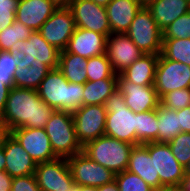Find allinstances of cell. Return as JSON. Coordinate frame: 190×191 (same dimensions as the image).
I'll list each match as a JSON object with an SVG mask.
<instances>
[{"label": "cell", "mask_w": 190, "mask_h": 191, "mask_svg": "<svg viewBox=\"0 0 190 191\" xmlns=\"http://www.w3.org/2000/svg\"><path fill=\"white\" fill-rule=\"evenodd\" d=\"M161 54L166 59L190 66V38L163 39Z\"/></svg>", "instance_id": "obj_30"}, {"label": "cell", "mask_w": 190, "mask_h": 191, "mask_svg": "<svg viewBox=\"0 0 190 191\" xmlns=\"http://www.w3.org/2000/svg\"><path fill=\"white\" fill-rule=\"evenodd\" d=\"M133 147V144L103 135L83 146L82 152L114 174H118L127 169Z\"/></svg>", "instance_id": "obj_4"}, {"label": "cell", "mask_w": 190, "mask_h": 191, "mask_svg": "<svg viewBox=\"0 0 190 191\" xmlns=\"http://www.w3.org/2000/svg\"><path fill=\"white\" fill-rule=\"evenodd\" d=\"M184 168H185V175H190V160Z\"/></svg>", "instance_id": "obj_53"}, {"label": "cell", "mask_w": 190, "mask_h": 191, "mask_svg": "<svg viewBox=\"0 0 190 191\" xmlns=\"http://www.w3.org/2000/svg\"><path fill=\"white\" fill-rule=\"evenodd\" d=\"M181 132L190 133V106L177 110Z\"/></svg>", "instance_id": "obj_40"}, {"label": "cell", "mask_w": 190, "mask_h": 191, "mask_svg": "<svg viewBox=\"0 0 190 191\" xmlns=\"http://www.w3.org/2000/svg\"><path fill=\"white\" fill-rule=\"evenodd\" d=\"M147 9L163 31L178 17L190 11V0H157L148 5Z\"/></svg>", "instance_id": "obj_23"}, {"label": "cell", "mask_w": 190, "mask_h": 191, "mask_svg": "<svg viewBox=\"0 0 190 191\" xmlns=\"http://www.w3.org/2000/svg\"><path fill=\"white\" fill-rule=\"evenodd\" d=\"M118 89V79L87 81L83 90V105H105L107 98Z\"/></svg>", "instance_id": "obj_26"}, {"label": "cell", "mask_w": 190, "mask_h": 191, "mask_svg": "<svg viewBox=\"0 0 190 191\" xmlns=\"http://www.w3.org/2000/svg\"><path fill=\"white\" fill-rule=\"evenodd\" d=\"M9 52L19 56L17 68L48 66L54 69L59 65L60 51L46 42L39 31H33L27 40L15 43Z\"/></svg>", "instance_id": "obj_6"}, {"label": "cell", "mask_w": 190, "mask_h": 191, "mask_svg": "<svg viewBox=\"0 0 190 191\" xmlns=\"http://www.w3.org/2000/svg\"><path fill=\"white\" fill-rule=\"evenodd\" d=\"M12 180L6 171H0V191H11Z\"/></svg>", "instance_id": "obj_41"}, {"label": "cell", "mask_w": 190, "mask_h": 191, "mask_svg": "<svg viewBox=\"0 0 190 191\" xmlns=\"http://www.w3.org/2000/svg\"><path fill=\"white\" fill-rule=\"evenodd\" d=\"M18 59V55L0 50V81H5V85L10 89L15 87L14 76Z\"/></svg>", "instance_id": "obj_33"}, {"label": "cell", "mask_w": 190, "mask_h": 191, "mask_svg": "<svg viewBox=\"0 0 190 191\" xmlns=\"http://www.w3.org/2000/svg\"><path fill=\"white\" fill-rule=\"evenodd\" d=\"M168 144L174 157L185 167L190 160V133L180 132Z\"/></svg>", "instance_id": "obj_34"}, {"label": "cell", "mask_w": 190, "mask_h": 191, "mask_svg": "<svg viewBox=\"0 0 190 191\" xmlns=\"http://www.w3.org/2000/svg\"><path fill=\"white\" fill-rule=\"evenodd\" d=\"M138 1L141 3V5L143 7H147L148 5H150L151 3H153L157 0H138Z\"/></svg>", "instance_id": "obj_52"}, {"label": "cell", "mask_w": 190, "mask_h": 191, "mask_svg": "<svg viewBox=\"0 0 190 191\" xmlns=\"http://www.w3.org/2000/svg\"><path fill=\"white\" fill-rule=\"evenodd\" d=\"M57 8H69L73 0H50Z\"/></svg>", "instance_id": "obj_47"}, {"label": "cell", "mask_w": 190, "mask_h": 191, "mask_svg": "<svg viewBox=\"0 0 190 191\" xmlns=\"http://www.w3.org/2000/svg\"><path fill=\"white\" fill-rule=\"evenodd\" d=\"M50 70L48 66L17 68L14 76L15 87L37 90Z\"/></svg>", "instance_id": "obj_29"}, {"label": "cell", "mask_w": 190, "mask_h": 191, "mask_svg": "<svg viewBox=\"0 0 190 191\" xmlns=\"http://www.w3.org/2000/svg\"><path fill=\"white\" fill-rule=\"evenodd\" d=\"M66 191H79V185L75 184L72 189L66 190Z\"/></svg>", "instance_id": "obj_54"}, {"label": "cell", "mask_w": 190, "mask_h": 191, "mask_svg": "<svg viewBox=\"0 0 190 191\" xmlns=\"http://www.w3.org/2000/svg\"><path fill=\"white\" fill-rule=\"evenodd\" d=\"M57 9L50 0H19L15 12L16 20L32 31H39Z\"/></svg>", "instance_id": "obj_20"}, {"label": "cell", "mask_w": 190, "mask_h": 191, "mask_svg": "<svg viewBox=\"0 0 190 191\" xmlns=\"http://www.w3.org/2000/svg\"><path fill=\"white\" fill-rule=\"evenodd\" d=\"M158 191H186V190H185V187L183 186V184H177V185H166V186H163Z\"/></svg>", "instance_id": "obj_45"}, {"label": "cell", "mask_w": 190, "mask_h": 191, "mask_svg": "<svg viewBox=\"0 0 190 191\" xmlns=\"http://www.w3.org/2000/svg\"><path fill=\"white\" fill-rule=\"evenodd\" d=\"M83 84L67 81L59 68L49 71L40 83L39 97L54 110L74 112L83 106Z\"/></svg>", "instance_id": "obj_2"}, {"label": "cell", "mask_w": 190, "mask_h": 191, "mask_svg": "<svg viewBox=\"0 0 190 191\" xmlns=\"http://www.w3.org/2000/svg\"><path fill=\"white\" fill-rule=\"evenodd\" d=\"M10 134L36 163L48 162L58 158L52 150L50 139L44 128L19 127L11 130Z\"/></svg>", "instance_id": "obj_15"}, {"label": "cell", "mask_w": 190, "mask_h": 191, "mask_svg": "<svg viewBox=\"0 0 190 191\" xmlns=\"http://www.w3.org/2000/svg\"><path fill=\"white\" fill-rule=\"evenodd\" d=\"M157 142L168 143L181 132L177 111L159 105L157 108Z\"/></svg>", "instance_id": "obj_27"}, {"label": "cell", "mask_w": 190, "mask_h": 191, "mask_svg": "<svg viewBox=\"0 0 190 191\" xmlns=\"http://www.w3.org/2000/svg\"><path fill=\"white\" fill-rule=\"evenodd\" d=\"M19 0H0V7H11V10H16Z\"/></svg>", "instance_id": "obj_46"}, {"label": "cell", "mask_w": 190, "mask_h": 191, "mask_svg": "<svg viewBox=\"0 0 190 191\" xmlns=\"http://www.w3.org/2000/svg\"><path fill=\"white\" fill-rule=\"evenodd\" d=\"M160 105L176 111L190 106V88L166 93L160 98Z\"/></svg>", "instance_id": "obj_37"}, {"label": "cell", "mask_w": 190, "mask_h": 191, "mask_svg": "<svg viewBox=\"0 0 190 191\" xmlns=\"http://www.w3.org/2000/svg\"><path fill=\"white\" fill-rule=\"evenodd\" d=\"M136 145L157 142V109L136 113Z\"/></svg>", "instance_id": "obj_28"}, {"label": "cell", "mask_w": 190, "mask_h": 191, "mask_svg": "<svg viewBox=\"0 0 190 191\" xmlns=\"http://www.w3.org/2000/svg\"><path fill=\"white\" fill-rule=\"evenodd\" d=\"M6 158L3 146L0 147V171H5Z\"/></svg>", "instance_id": "obj_48"}, {"label": "cell", "mask_w": 190, "mask_h": 191, "mask_svg": "<svg viewBox=\"0 0 190 191\" xmlns=\"http://www.w3.org/2000/svg\"><path fill=\"white\" fill-rule=\"evenodd\" d=\"M182 184L185 187L186 191H190V175H185Z\"/></svg>", "instance_id": "obj_49"}, {"label": "cell", "mask_w": 190, "mask_h": 191, "mask_svg": "<svg viewBox=\"0 0 190 191\" xmlns=\"http://www.w3.org/2000/svg\"><path fill=\"white\" fill-rule=\"evenodd\" d=\"M154 155L155 179H160L162 186L182 184L185 168L172 154L168 143L148 142L143 144Z\"/></svg>", "instance_id": "obj_10"}, {"label": "cell", "mask_w": 190, "mask_h": 191, "mask_svg": "<svg viewBox=\"0 0 190 191\" xmlns=\"http://www.w3.org/2000/svg\"><path fill=\"white\" fill-rule=\"evenodd\" d=\"M142 7L138 0H112L106 6L110 34L126 33Z\"/></svg>", "instance_id": "obj_21"}, {"label": "cell", "mask_w": 190, "mask_h": 191, "mask_svg": "<svg viewBox=\"0 0 190 191\" xmlns=\"http://www.w3.org/2000/svg\"><path fill=\"white\" fill-rule=\"evenodd\" d=\"M106 54L111 62L113 71L116 74H120L140 58L143 52L124 33L110 34L107 37Z\"/></svg>", "instance_id": "obj_16"}, {"label": "cell", "mask_w": 190, "mask_h": 191, "mask_svg": "<svg viewBox=\"0 0 190 191\" xmlns=\"http://www.w3.org/2000/svg\"><path fill=\"white\" fill-rule=\"evenodd\" d=\"M76 138L83 147L105 135L107 110L105 105H83L73 113Z\"/></svg>", "instance_id": "obj_8"}, {"label": "cell", "mask_w": 190, "mask_h": 191, "mask_svg": "<svg viewBox=\"0 0 190 191\" xmlns=\"http://www.w3.org/2000/svg\"><path fill=\"white\" fill-rule=\"evenodd\" d=\"M10 134L5 123L0 119V147L3 146L5 138Z\"/></svg>", "instance_id": "obj_43"}, {"label": "cell", "mask_w": 190, "mask_h": 191, "mask_svg": "<svg viewBox=\"0 0 190 191\" xmlns=\"http://www.w3.org/2000/svg\"><path fill=\"white\" fill-rule=\"evenodd\" d=\"M126 170L138 175L155 191L163 187L160 179H155L154 155H150L143 144L134 145L132 148Z\"/></svg>", "instance_id": "obj_22"}, {"label": "cell", "mask_w": 190, "mask_h": 191, "mask_svg": "<svg viewBox=\"0 0 190 191\" xmlns=\"http://www.w3.org/2000/svg\"><path fill=\"white\" fill-rule=\"evenodd\" d=\"M44 130L58 158H68L82 152V146L76 138L72 112L54 110Z\"/></svg>", "instance_id": "obj_5"}, {"label": "cell", "mask_w": 190, "mask_h": 191, "mask_svg": "<svg viewBox=\"0 0 190 191\" xmlns=\"http://www.w3.org/2000/svg\"><path fill=\"white\" fill-rule=\"evenodd\" d=\"M53 111L37 90L14 87L9 91L0 119L9 131L19 127L44 128Z\"/></svg>", "instance_id": "obj_1"}, {"label": "cell", "mask_w": 190, "mask_h": 191, "mask_svg": "<svg viewBox=\"0 0 190 191\" xmlns=\"http://www.w3.org/2000/svg\"><path fill=\"white\" fill-rule=\"evenodd\" d=\"M106 40L104 34L76 27L64 51L89 59L106 53Z\"/></svg>", "instance_id": "obj_19"}, {"label": "cell", "mask_w": 190, "mask_h": 191, "mask_svg": "<svg viewBox=\"0 0 190 191\" xmlns=\"http://www.w3.org/2000/svg\"><path fill=\"white\" fill-rule=\"evenodd\" d=\"M32 30L15 20L12 25L0 32V50L9 51L18 41H24L32 34Z\"/></svg>", "instance_id": "obj_32"}, {"label": "cell", "mask_w": 190, "mask_h": 191, "mask_svg": "<svg viewBox=\"0 0 190 191\" xmlns=\"http://www.w3.org/2000/svg\"><path fill=\"white\" fill-rule=\"evenodd\" d=\"M119 191H155L135 173L127 170L115 174Z\"/></svg>", "instance_id": "obj_35"}, {"label": "cell", "mask_w": 190, "mask_h": 191, "mask_svg": "<svg viewBox=\"0 0 190 191\" xmlns=\"http://www.w3.org/2000/svg\"><path fill=\"white\" fill-rule=\"evenodd\" d=\"M159 54H143L120 75L134 84L154 86Z\"/></svg>", "instance_id": "obj_24"}, {"label": "cell", "mask_w": 190, "mask_h": 191, "mask_svg": "<svg viewBox=\"0 0 190 191\" xmlns=\"http://www.w3.org/2000/svg\"><path fill=\"white\" fill-rule=\"evenodd\" d=\"M87 63L88 59L84 57L60 51L58 68L69 82L83 85L87 82Z\"/></svg>", "instance_id": "obj_25"}, {"label": "cell", "mask_w": 190, "mask_h": 191, "mask_svg": "<svg viewBox=\"0 0 190 191\" xmlns=\"http://www.w3.org/2000/svg\"><path fill=\"white\" fill-rule=\"evenodd\" d=\"M76 29L73 14L69 8H58L41 26L39 32L50 45L59 51L66 48Z\"/></svg>", "instance_id": "obj_14"}, {"label": "cell", "mask_w": 190, "mask_h": 191, "mask_svg": "<svg viewBox=\"0 0 190 191\" xmlns=\"http://www.w3.org/2000/svg\"><path fill=\"white\" fill-rule=\"evenodd\" d=\"M34 176L41 191H66L76 184L72 178L67 158H57L37 163Z\"/></svg>", "instance_id": "obj_12"}, {"label": "cell", "mask_w": 190, "mask_h": 191, "mask_svg": "<svg viewBox=\"0 0 190 191\" xmlns=\"http://www.w3.org/2000/svg\"><path fill=\"white\" fill-rule=\"evenodd\" d=\"M79 191H97L96 187L79 185Z\"/></svg>", "instance_id": "obj_51"}, {"label": "cell", "mask_w": 190, "mask_h": 191, "mask_svg": "<svg viewBox=\"0 0 190 191\" xmlns=\"http://www.w3.org/2000/svg\"><path fill=\"white\" fill-rule=\"evenodd\" d=\"M86 71L87 81L118 79V74L113 71L111 62L106 53L89 58Z\"/></svg>", "instance_id": "obj_31"}, {"label": "cell", "mask_w": 190, "mask_h": 191, "mask_svg": "<svg viewBox=\"0 0 190 191\" xmlns=\"http://www.w3.org/2000/svg\"><path fill=\"white\" fill-rule=\"evenodd\" d=\"M91 1L95 2L97 5L106 7L112 0H91Z\"/></svg>", "instance_id": "obj_50"}, {"label": "cell", "mask_w": 190, "mask_h": 191, "mask_svg": "<svg viewBox=\"0 0 190 191\" xmlns=\"http://www.w3.org/2000/svg\"><path fill=\"white\" fill-rule=\"evenodd\" d=\"M190 38V11L178 17L163 30V39Z\"/></svg>", "instance_id": "obj_36"}, {"label": "cell", "mask_w": 190, "mask_h": 191, "mask_svg": "<svg viewBox=\"0 0 190 191\" xmlns=\"http://www.w3.org/2000/svg\"><path fill=\"white\" fill-rule=\"evenodd\" d=\"M10 88L5 85V81H0V117L5 108L6 100L8 98Z\"/></svg>", "instance_id": "obj_42"}, {"label": "cell", "mask_w": 190, "mask_h": 191, "mask_svg": "<svg viewBox=\"0 0 190 191\" xmlns=\"http://www.w3.org/2000/svg\"><path fill=\"white\" fill-rule=\"evenodd\" d=\"M125 34L143 54L162 53L163 31L156 24L147 7H142L136 14Z\"/></svg>", "instance_id": "obj_7"}, {"label": "cell", "mask_w": 190, "mask_h": 191, "mask_svg": "<svg viewBox=\"0 0 190 191\" xmlns=\"http://www.w3.org/2000/svg\"><path fill=\"white\" fill-rule=\"evenodd\" d=\"M154 87L159 98L173 90L190 88V66L166 59L160 54Z\"/></svg>", "instance_id": "obj_11"}, {"label": "cell", "mask_w": 190, "mask_h": 191, "mask_svg": "<svg viewBox=\"0 0 190 191\" xmlns=\"http://www.w3.org/2000/svg\"><path fill=\"white\" fill-rule=\"evenodd\" d=\"M97 191H119L118 184L115 180L97 188Z\"/></svg>", "instance_id": "obj_44"}, {"label": "cell", "mask_w": 190, "mask_h": 191, "mask_svg": "<svg viewBox=\"0 0 190 191\" xmlns=\"http://www.w3.org/2000/svg\"><path fill=\"white\" fill-rule=\"evenodd\" d=\"M105 107V135L136 145V113L125 104L124 96L119 89L107 98Z\"/></svg>", "instance_id": "obj_3"}, {"label": "cell", "mask_w": 190, "mask_h": 191, "mask_svg": "<svg viewBox=\"0 0 190 191\" xmlns=\"http://www.w3.org/2000/svg\"><path fill=\"white\" fill-rule=\"evenodd\" d=\"M11 191H41L33 175L13 177Z\"/></svg>", "instance_id": "obj_38"}, {"label": "cell", "mask_w": 190, "mask_h": 191, "mask_svg": "<svg viewBox=\"0 0 190 191\" xmlns=\"http://www.w3.org/2000/svg\"><path fill=\"white\" fill-rule=\"evenodd\" d=\"M15 12L16 10H11V7H0V32L14 23Z\"/></svg>", "instance_id": "obj_39"}, {"label": "cell", "mask_w": 190, "mask_h": 191, "mask_svg": "<svg viewBox=\"0 0 190 191\" xmlns=\"http://www.w3.org/2000/svg\"><path fill=\"white\" fill-rule=\"evenodd\" d=\"M76 27L110 35V24L106 7L97 5L91 0H73L70 4Z\"/></svg>", "instance_id": "obj_13"}, {"label": "cell", "mask_w": 190, "mask_h": 191, "mask_svg": "<svg viewBox=\"0 0 190 191\" xmlns=\"http://www.w3.org/2000/svg\"><path fill=\"white\" fill-rule=\"evenodd\" d=\"M3 149L6 158L5 171L12 178L34 174L36 161L11 134L5 138Z\"/></svg>", "instance_id": "obj_18"}, {"label": "cell", "mask_w": 190, "mask_h": 191, "mask_svg": "<svg viewBox=\"0 0 190 191\" xmlns=\"http://www.w3.org/2000/svg\"><path fill=\"white\" fill-rule=\"evenodd\" d=\"M118 89L124 96L125 104L134 113L156 110L160 105V98L154 86L137 85L118 74Z\"/></svg>", "instance_id": "obj_17"}, {"label": "cell", "mask_w": 190, "mask_h": 191, "mask_svg": "<svg viewBox=\"0 0 190 191\" xmlns=\"http://www.w3.org/2000/svg\"><path fill=\"white\" fill-rule=\"evenodd\" d=\"M74 182L78 185L100 187L115 180V174L80 152L67 158Z\"/></svg>", "instance_id": "obj_9"}]
</instances>
